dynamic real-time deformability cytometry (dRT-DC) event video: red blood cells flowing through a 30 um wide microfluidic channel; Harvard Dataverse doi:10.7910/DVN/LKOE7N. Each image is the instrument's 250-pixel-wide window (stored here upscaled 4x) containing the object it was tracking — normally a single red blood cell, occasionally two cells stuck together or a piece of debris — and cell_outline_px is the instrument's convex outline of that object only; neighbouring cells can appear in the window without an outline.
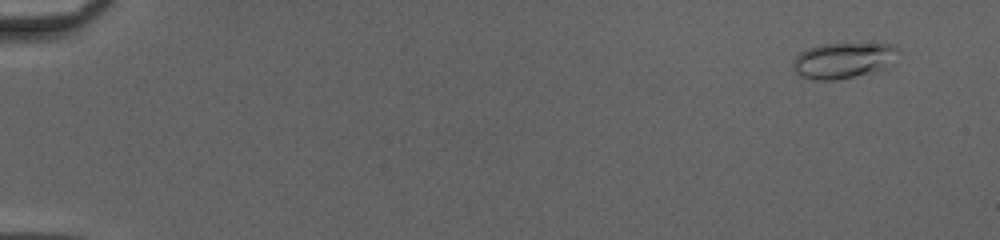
{"species": "common noctule bat (a hibernating species)", "species_latin": "Nyctalus noctula", "temperature_condition": "cold", "stored_images_in_passage": 51, "camera_frame_rate_fps": 3000, "um_per_image_px": 0.085, "animal": {"sex": "female", "body_mass_g": 20.0, "forearm_length_mm": 54.0}, "frame": {"image": 1, "passage_image": 4, "time_ms": 1.0, "image_size_px": [1000, 240], "cell_outline_px": [[900, 52], [892, 64], [880, 72], [836, 80], [812, 80], [800, 76], [792, 68], [792, 64], [796, 56], [800, 52], [808, 48], [824, 44], [892, 44]], "centroid_in_image_um": [71.71, 5.16], "position_along_channel_um": 13.3, "area_um2": 22.31}}
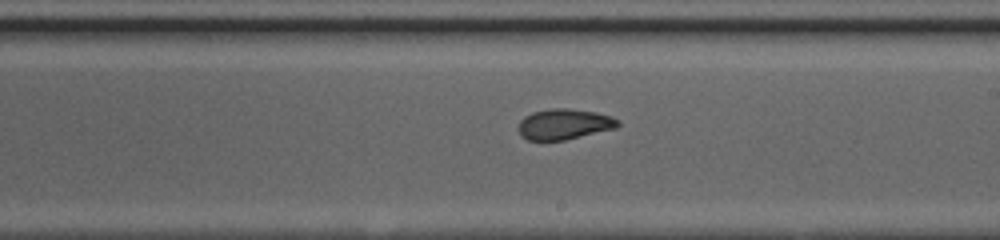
{"frame": {"image": 2, "passage_image": 32, "time_ms": 10.333, "image_size_px": [1000, 240], "cell_outline_px": [[620, 124], [616, 128], [564, 140], [528, 140], [520, 136], [520, 120], [524, 116], [532, 112], [552, 108], [568, 108], [596, 112], [612, 116], [620, 120]], "centroid_in_image_um": [47.98, 10.54], "position_along_channel_um": 241.0, "area_um2": 17.74}}
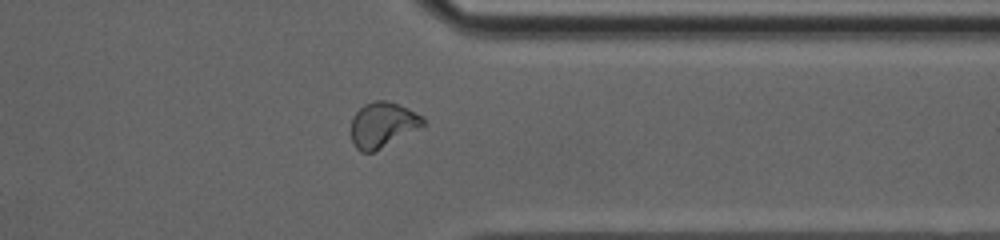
{"frame": {"image": 3, "passage_image": 42, "time_ms": 13.667, "image_size_px": [1000, 240], "cell_outline_px": [[424, 124], [372, 152], [360, 152], [352, 144], [352, 120], [356, 112], [364, 104], [376, 100], [384, 100], [408, 108], [424, 116]], "centroid_in_image_um": [32.49, 10.59], "position_along_channel_um": 378.9, "area_um2": 18.38}, "authors_computed_cell_mechanics": {"area_um2": 18.7272, "velocity_mm_per_s": 4.1888, "shape_relaxation_time_tau1_ms": null, "shape_relaxation_time_tau2_ms": 1.1507, "deformation_change_tau1": null, "deformation_change_tau2": 0.0659}}